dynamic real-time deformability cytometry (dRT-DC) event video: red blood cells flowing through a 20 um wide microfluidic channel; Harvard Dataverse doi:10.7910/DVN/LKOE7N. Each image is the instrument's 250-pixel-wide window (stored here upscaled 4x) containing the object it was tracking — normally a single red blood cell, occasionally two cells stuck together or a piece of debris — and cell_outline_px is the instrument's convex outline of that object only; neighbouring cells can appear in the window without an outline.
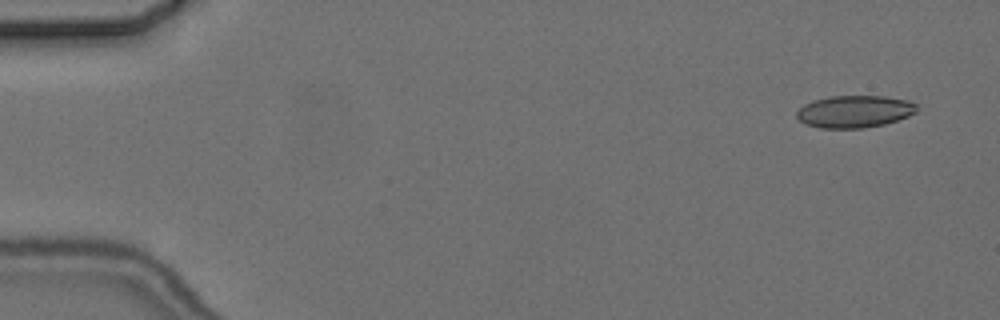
{"species": "common noctule bat (a hibernating species)", "species_latin": "Nyctalus noctula", "temperature_condition": "cold", "stored_images_in_passage": 5, "camera_frame_rate_fps": 3000, "um_per_image_px": 0.085, "animal": {"sex": "female", "body_mass_g": 24.6, "forearm_length_mm": 56.2}, "frame": {"image": 1, "passage_image": 1, "time_ms": 0.0, "image_size_px": [1000, 320], "cell_outline_px": [[916, 112], [908, 116], [884, 124], [864, 128], [820, 128], [808, 124], [800, 120], [796, 116], [796, 112], [804, 104], [812, 100], [828, 96], [884, 96], [904, 100], [916, 104]], "centroid_in_image_um": [72.6, 9.47], "position_along_channel_um": 12.4, "area_um2": 22.37}}
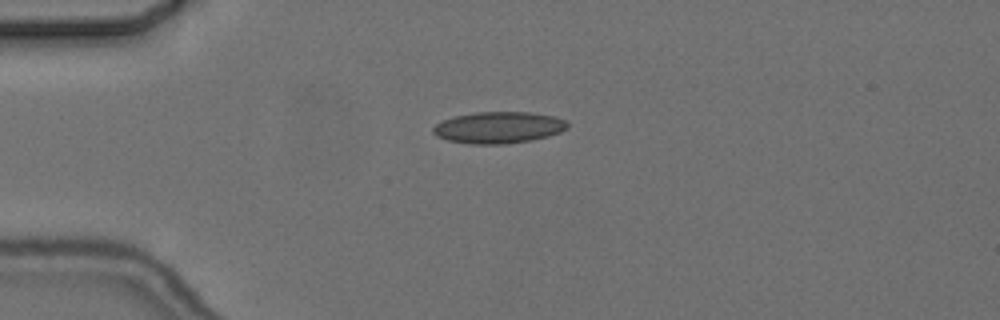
{"frame": {"image": 2, "passage_image": 4, "time_ms": 3.667, "image_size_px": [1000, 320], "cell_outline_px": [[568, 128], [560, 132], [548, 136], [532, 140], [504, 144], [468, 144], [448, 140], [436, 136], [432, 132], [432, 128], [436, 124], [444, 120], [456, 116], [476, 112], [528, 112], [556, 116], [568, 120]], "centroid_in_image_um": [42.41, 10.84], "position_along_channel_um": 42.6, "area_um2": 24.85}}